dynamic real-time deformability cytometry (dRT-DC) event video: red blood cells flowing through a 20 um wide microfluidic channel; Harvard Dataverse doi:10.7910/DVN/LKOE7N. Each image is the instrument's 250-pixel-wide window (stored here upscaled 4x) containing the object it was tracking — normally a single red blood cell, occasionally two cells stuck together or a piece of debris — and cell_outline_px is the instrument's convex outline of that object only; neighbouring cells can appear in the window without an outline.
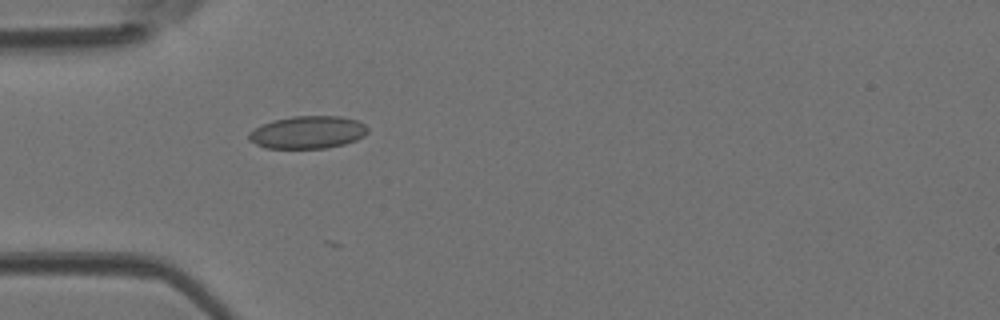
{"species": "Egyptian fruit bat (a non-hibernating species)", "species_latin": "Rousettus aegyptiacus", "temperature_condition": "room temperature", "stored_images_in_passage": 12, "camera_frame_rate_fps": 3000, "um_per_image_px": 0.085, "animal": {"sex": "female"}, "frame": {"image": 1, "passage_image": 4, "time_ms": 1.0, "image_size_px": [1000, 320], "cell_outline_px": [[368, 132], [364, 136], [356, 140], [344, 144], [324, 148], [264, 148], [248, 140], [248, 132], [264, 124], [276, 120], [292, 116], [340, 116], [356, 120], [364, 124], [368, 128]], "centroid_in_image_um": [26.16, 11.25], "position_along_channel_um": 58.8, "area_um2": 22.48}}
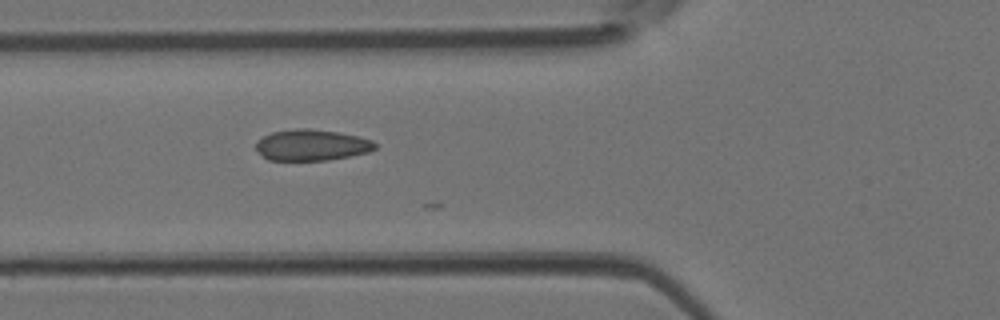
{"frame": {"image": 2, "passage_image": 7, "time_ms": 2.0, "image_size_px": [1000, 320], "cell_outline_px": [[376, 148], [368, 152], [328, 160], [268, 160], [256, 148], [256, 140], [272, 132], [296, 128], [308, 128], [336, 132], [356, 136], [372, 140], [376, 144]], "centroid_in_image_um": [26.47, 12.32], "position_along_channel_um": 99.3, "area_um2": 21.39}}
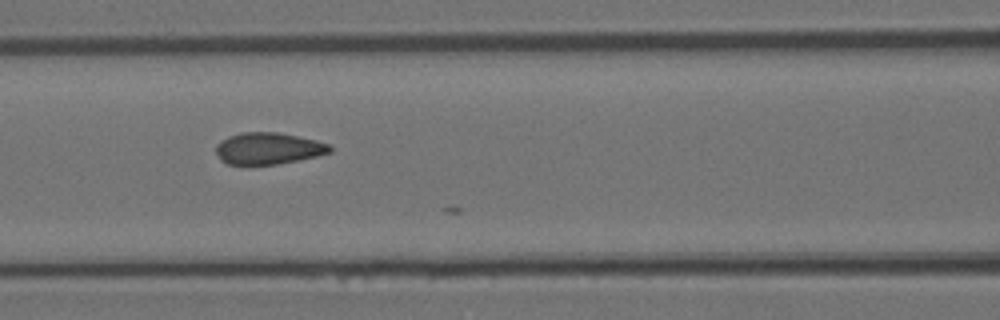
{"frame": {"image": 3, "passage_image": 10, "time_ms": 3.0, "image_size_px": [1000, 320], "cell_outline_px": [[332, 152], [300, 160], [276, 164], [228, 164], [220, 160], [216, 152], [216, 144], [228, 136], [244, 132], [276, 132], [316, 140], [332, 144]], "centroid_in_image_um": [22.82, 12.61], "position_along_channel_um": 143.8, "area_um2": 21.04}}